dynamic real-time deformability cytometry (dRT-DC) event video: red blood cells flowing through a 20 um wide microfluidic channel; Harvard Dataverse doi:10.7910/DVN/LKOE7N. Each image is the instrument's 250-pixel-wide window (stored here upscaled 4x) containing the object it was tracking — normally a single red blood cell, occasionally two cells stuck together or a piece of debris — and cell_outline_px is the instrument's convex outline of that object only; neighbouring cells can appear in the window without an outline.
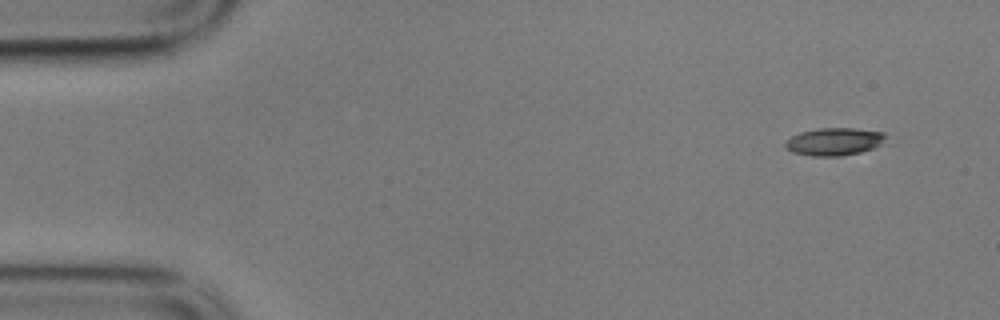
{"species": "common noctule bat (a hibernating species)", "species_latin": "Nyctalus noctula", "temperature_condition": "cold", "stored_images_in_passage": 5, "camera_frame_rate_fps": 3000, "um_per_image_px": 0.085, "animal": {"sex": "male", "body_mass_g": 17.9}, "frame": {"image": 1, "passage_image": 1, "time_ms": 0.0, "image_size_px": [1000, 320], "cell_outline_px": [[892, 144], [860, 152], [840, 156], [812, 156], [792, 152], [784, 144], [784, 140], [800, 132], [820, 128], [852, 128], [884, 132], [888, 136]], "centroid_in_image_um": [71.05, 12.04], "position_along_channel_um": 13.9, "area_um2": 16.76}}
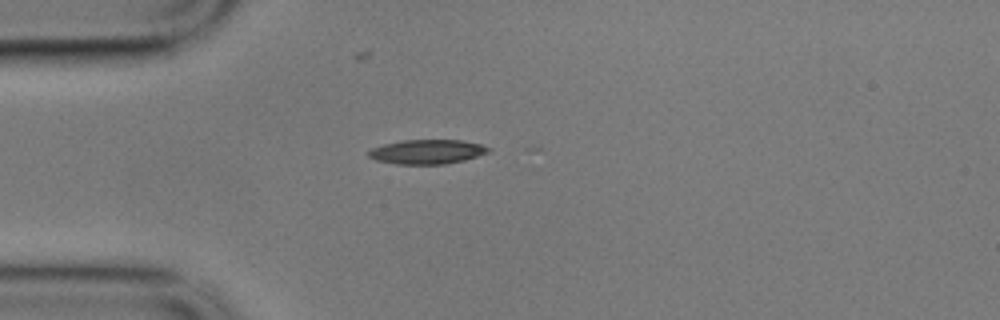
{"frame": {"image": 2, "passage_image": 4, "time_ms": 1.0, "image_size_px": [1000, 320], "cell_outline_px": [[492, 148], [488, 152], [464, 160], [444, 164], [396, 164], [376, 160], [368, 156], [368, 152], [372, 148], [384, 144], [400, 140], [460, 140], [480, 144]], "centroid_in_image_um": [36.29, 12.89], "position_along_channel_um": 48.7, "area_um2": 16.94}}